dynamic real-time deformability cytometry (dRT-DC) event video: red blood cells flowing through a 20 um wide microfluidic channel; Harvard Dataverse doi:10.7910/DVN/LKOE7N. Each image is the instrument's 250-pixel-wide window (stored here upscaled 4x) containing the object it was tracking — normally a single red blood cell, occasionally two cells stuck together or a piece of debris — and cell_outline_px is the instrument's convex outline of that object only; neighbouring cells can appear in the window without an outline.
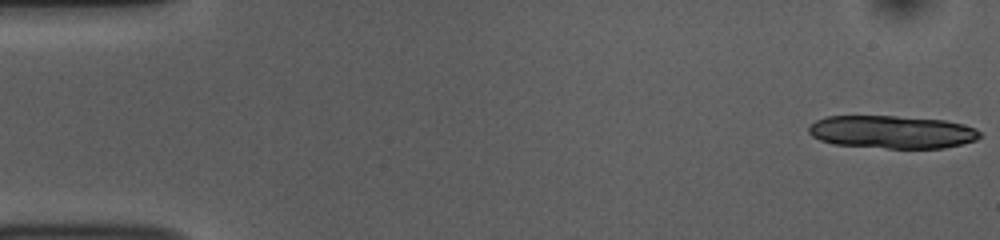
{"species": "common noctule bat (a hibernating species)", "species_latin": "Nyctalus noctula", "temperature_condition": "room temperature", "stored_images_in_passage": 14, "camera_frame_rate_fps": 3000, "um_per_image_px": 0.085, "animal": {"sex": "female", "body_mass_g": 10.0, "forearm_length_mm": 53.1}, "frame": {"image": 1, "passage_image": 1, "time_ms": 0.0, "image_size_px": [1000, 240], "cell_outline_px": [[980, 136], [976, 140], [944, 148], [888, 148], [832, 144], [820, 140], [812, 136], [808, 132], [808, 128], [816, 120], [824, 116], [896, 116], [944, 120], [976, 128], [980, 132]], "centroid_in_image_um": [75.79, 11.22], "position_along_channel_um": 9.2, "area_um2": 32.71}}